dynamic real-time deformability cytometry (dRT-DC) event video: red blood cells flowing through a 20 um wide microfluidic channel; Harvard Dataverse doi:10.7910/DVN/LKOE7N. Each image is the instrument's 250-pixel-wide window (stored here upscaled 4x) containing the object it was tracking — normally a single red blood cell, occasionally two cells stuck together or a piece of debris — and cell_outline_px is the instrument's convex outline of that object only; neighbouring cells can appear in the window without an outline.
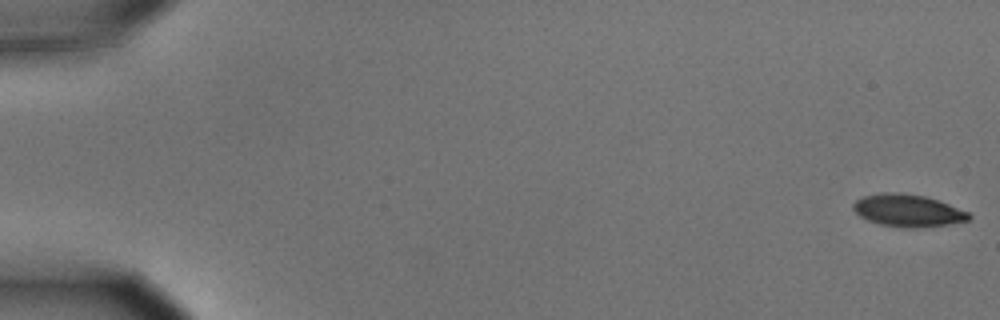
{"species": "common noctule bat (a hibernating species)", "species_latin": "Nyctalus noctula", "temperature_condition": "cold", "stored_images_in_passage": 56, "camera_frame_rate_fps": 3000, "um_per_image_px": 0.085, "animal": {"sex": "male", "body_mass_g": 15.6}, "frame": {"image": 1, "passage_image": 1, "time_ms": 0.0, "image_size_px": [1000, 320], "cell_outline_px": [[972, 216], [968, 220], [948, 224], [912, 228], [908, 228], [880, 224], [868, 220], [860, 216], [852, 208], [852, 204], [856, 200], [864, 196], [880, 192], [900, 192], [924, 196], [948, 204], [968, 212]], "centroid_in_image_um": [77.13, 17.88], "position_along_channel_um": 7.9, "area_um2": 21.56}}
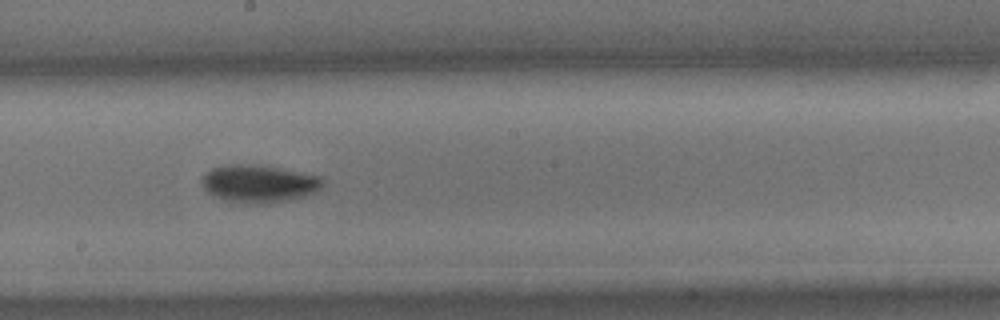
{"frame": {"image": 2, "passage_image": 32, "time_ms": 10.333, "image_size_px": [1000, 320], "cell_outline_px": [[324, 184], [316, 192], [304, 196], [288, 200], [256, 204], [240, 204], [216, 196], [208, 192], [204, 188], [200, 180], [204, 172], [212, 168], [228, 164], [248, 164], [280, 168], [320, 176], [324, 180]], "centroid_in_image_um": [21.99, 15.61], "position_along_channel_um": 226.2, "area_um2": 26.53}}
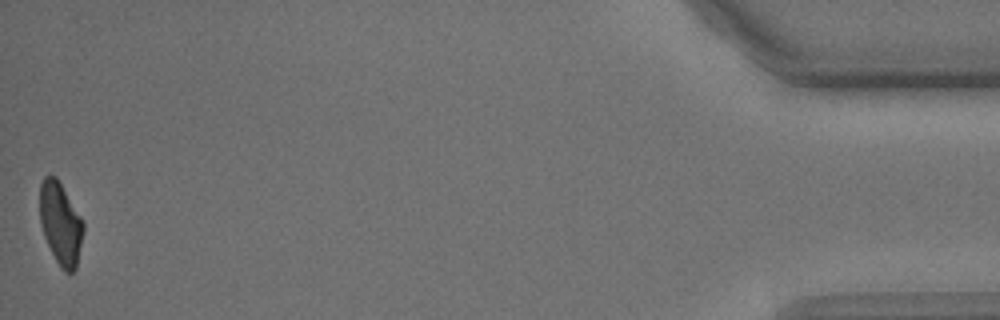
{"frame": {"image": 3, "passage_image": 56, "time_ms": 18.333, "image_size_px": [1000, 320], "cell_outline_px": [[84, 232], [76, 268], [72, 272], [64, 272], [60, 268], [44, 236], [40, 224], [40, 184], [44, 176], [56, 176], [84, 220]], "centroid_in_image_um": [5.16, 18.99], "position_along_channel_um": 430.0, "area_um2": 21.04}, "authors_computed_cell_mechanics": {"area_um2": 23.0333, "velocity_mm_per_s": 3.631, "shape_relaxation_time_tau1_ms": 2.6467, "shape_relaxation_time_tau2_ms": null, "deformation_change_tau1": 0.1269, "deformation_change_tau2": null}}